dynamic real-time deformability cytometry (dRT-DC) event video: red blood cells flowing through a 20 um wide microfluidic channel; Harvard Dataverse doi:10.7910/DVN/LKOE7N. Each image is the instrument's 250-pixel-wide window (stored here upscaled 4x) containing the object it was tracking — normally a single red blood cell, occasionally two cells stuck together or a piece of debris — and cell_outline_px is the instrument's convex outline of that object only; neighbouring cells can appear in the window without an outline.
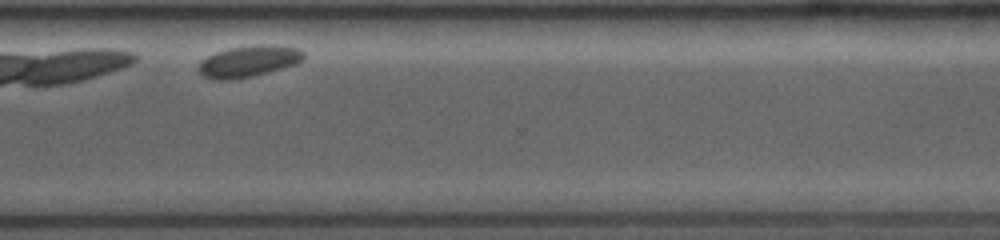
{"species": "common noctule bat (a hibernating species)", "species_latin": "Nyctalus noctula", "temperature_condition": "room temperature", "stored_images_in_passage": 24, "camera_frame_rate_fps": 4000, "um_per_image_px": 0.085, "animal": {"sex": "female", "body_mass_g": 19.0, "forearm_length_mm": 53.3}, "frame": {"image": 1, "passage_image": 21, "time_ms": 8.25, "image_size_px": [1000, 240], "cell_outline_px": [[304, 60], [296, 64], [252, 76], [220, 80], [204, 76], [200, 72], [200, 64], [208, 56], [216, 52], [228, 48], [256, 44], [272, 44], [300, 48], [304, 52]], "centroid_in_image_um": [21.22, 5.17], "position_along_channel_um": 349.4, "area_um2": 18.96}}
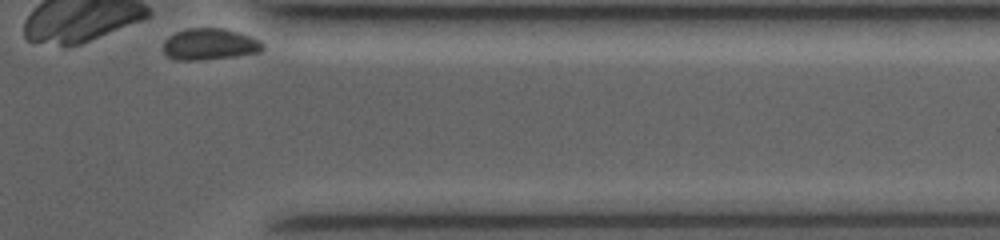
{"frame": {"image": 2, "passage_image": 24, "time_ms": 9.5, "image_size_px": [1000, 240], "cell_outline_px": [[264, 48], [260, 52], [236, 56], [196, 60], [176, 60], [168, 56], [164, 52], [164, 40], [168, 36], [176, 32], [188, 28], [224, 28], [240, 32], [252, 36], [260, 40], [264, 44]], "centroid_in_image_um": [17.85, 3.75], "position_along_channel_um": 393.5, "area_um2": 18.38}}